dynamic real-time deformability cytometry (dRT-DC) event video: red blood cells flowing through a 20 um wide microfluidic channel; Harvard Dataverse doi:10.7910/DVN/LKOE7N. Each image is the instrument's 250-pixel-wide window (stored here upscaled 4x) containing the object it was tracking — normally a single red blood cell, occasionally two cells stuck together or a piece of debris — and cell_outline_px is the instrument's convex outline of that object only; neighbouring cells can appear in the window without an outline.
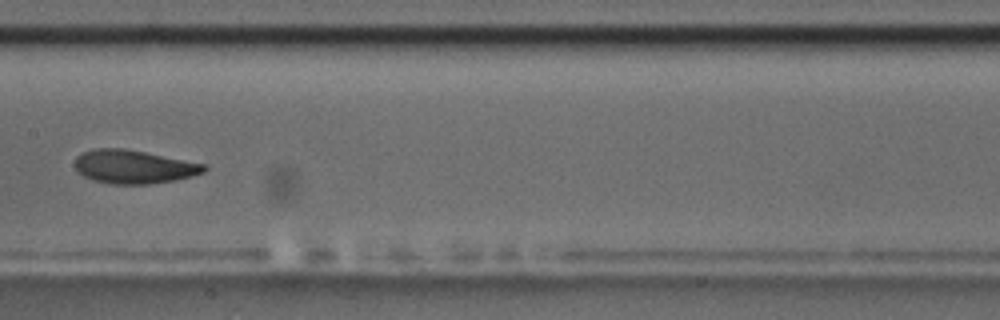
{"species": "common noctule bat (a hibernating species)", "species_latin": "Nyctalus noctula", "temperature_condition": "room temperature", "stored_images_in_passage": 7, "camera_frame_rate_fps": 3000, "um_per_image_px": 0.085, "animal": {"sex": "male", "body_mass_g": 17.5, "forearm_length_mm": 52.3}, "frame": {"image": 1, "passage_image": 7, "time_ms": 7.333, "image_size_px": [1000, 320], "cell_outline_px": [[208, 168], [204, 172], [192, 176], [176, 180], [148, 184], [112, 184], [92, 180], [76, 172], [76, 156], [92, 148], [124, 148], [208, 164]], "centroid_in_image_um": [11.39, 14.17], "position_along_channel_um": 196.0, "area_um2": 25.43}}